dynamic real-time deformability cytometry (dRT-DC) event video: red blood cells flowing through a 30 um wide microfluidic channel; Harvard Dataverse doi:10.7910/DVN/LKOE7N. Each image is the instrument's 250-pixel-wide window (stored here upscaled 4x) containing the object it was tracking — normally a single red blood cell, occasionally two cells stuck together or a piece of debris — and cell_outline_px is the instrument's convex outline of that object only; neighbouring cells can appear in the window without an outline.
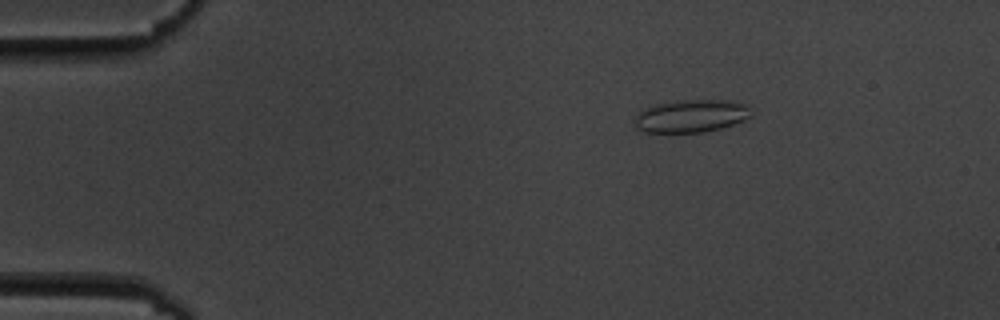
{"species": "common noctule bat (a hibernating species)", "species_latin": "Nyctalus noctula", "temperature_condition": "cold", "stored_images_in_passage": 5, "camera_frame_rate_fps": 3000, "um_per_image_px": 0.085, "animal": {"sex": "male", "body_mass_g": 19.5, "forearm_length_mm": 54.6}, "frame": {"image": 1, "passage_image": 2, "time_ms": 2.0, "image_size_px": [1000, 320], "cell_outline_px": [[752, 116], [744, 120], [720, 128], [704, 132], [644, 132], [636, 128], [636, 116], [640, 112], [652, 104], [676, 100], [728, 100], [748, 104]], "centroid_in_image_um": [58.76, 9.84], "position_along_channel_um": 26.2, "area_um2": 22.25}}
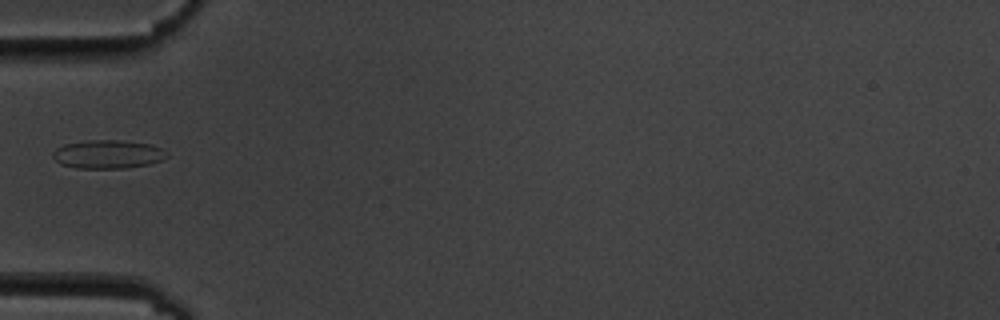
{"frame": {"image": 2, "passage_image": 5, "time_ms": 5.333, "image_size_px": [1000, 320], "cell_outline_px": [[168, 156], [164, 160], [148, 164], [124, 168], [76, 168], [60, 164], [52, 156], [52, 152], [56, 148], [64, 144], [88, 140], [120, 140], [152, 144], [168, 152]], "centroid_in_image_um": [9.18, 13.11], "position_along_channel_um": 75.8, "area_um2": 19.07}}